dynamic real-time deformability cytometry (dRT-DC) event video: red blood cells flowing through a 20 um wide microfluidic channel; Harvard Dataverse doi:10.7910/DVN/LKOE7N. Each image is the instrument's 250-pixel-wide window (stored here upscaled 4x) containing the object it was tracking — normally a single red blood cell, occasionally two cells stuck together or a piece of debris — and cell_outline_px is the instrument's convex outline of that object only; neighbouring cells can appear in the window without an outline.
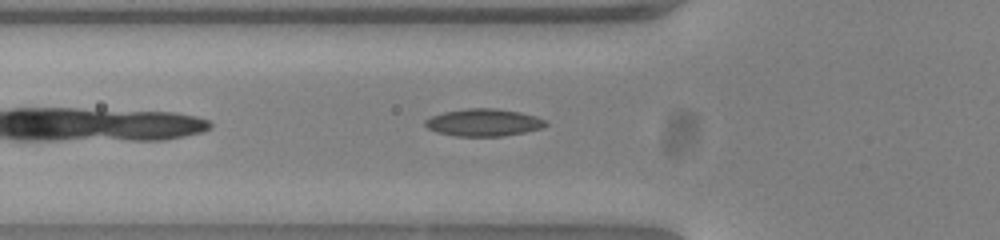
{"species": "common noctule bat (a hibernating species)", "species_latin": "Nyctalus noctula", "temperature_condition": "warm", "stored_images_in_passage": 36, "camera_frame_rate_fps": 3000, "um_per_image_px": 0.085, "animal": {"sex": "female", "body_mass_g": 23.0, "forearm_length_mm": 53.4}, "frame": {"image": 1, "passage_image": 6, "time_ms": 1.667, "image_size_px": [1000, 240], "cell_outline_px": [[548, 124], [540, 128], [524, 132], [504, 136], [456, 136], [436, 132], [428, 128], [424, 124], [424, 120], [432, 116], [444, 112], [468, 108], [496, 108], [520, 112], [536, 116], [544, 120]], "centroid_in_image_um": [41.09, 10.41], "position_along_channel_um": 84.7, "area_um2": 19.13}}
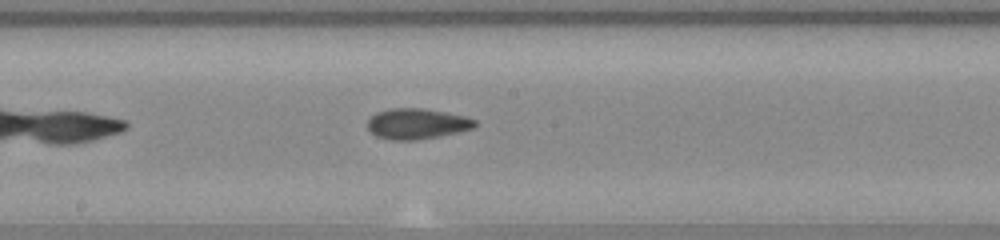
{"frame": {"image": 2, "passage_image": 16, "time_ms": 5.0, "image_size_px": [1000, 240], "cell_outline_px": [[476, 124], [472, 128], [460, 132], [440, 136], [416, 140], [392, 140], [376, 136], [368, 128], [368, 120], [376, 112], [392, 108], [424, 108], [464, 116], [476, 120]], "centroid_in_image_um": [35.43, 10.52], "position_along_channel_um": 212.8, "area_um2": 19.07}}
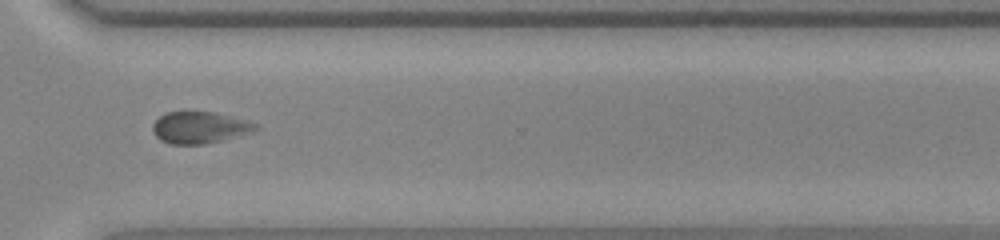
{"frame": {"image": 3, "passage_image": 27, "time_ms": 8.667, "image_size_px": [1000, 240], "cell_outline_px": [[260, 128], [252, 132], [204, 144], [168, 144], [160, 140], [152, 132], [152, 124], [164, 112], [216, 112], [248, 120], [260, 124]], "centroid_in_image_um": [16.98, 10.83], "position_along_channel_um": 353.6, "area_um2": 19.19}, "authors_computed_cell_mechanics": {"area_um2": 18.9584, "velocity_mm_per_s": 3.8371, "shape_relaxation_time_tau1_ms": 5.5579, "shape_relaxation_time_tau2_ms": 4.0041, "deformation_change_tau1": 0.1206, "deformation_change_tau2": 0.1059}}